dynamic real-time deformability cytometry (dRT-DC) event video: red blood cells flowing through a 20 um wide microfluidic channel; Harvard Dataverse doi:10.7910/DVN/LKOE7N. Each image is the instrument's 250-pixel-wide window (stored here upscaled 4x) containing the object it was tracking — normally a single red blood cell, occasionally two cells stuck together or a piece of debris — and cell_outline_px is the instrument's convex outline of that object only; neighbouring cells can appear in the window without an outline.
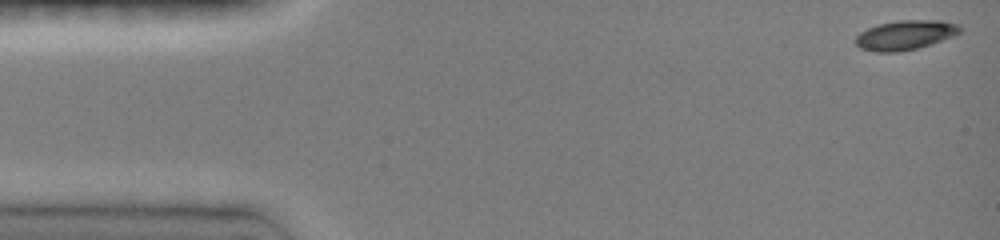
{"species": "common noctule bat (a hibernating species)", "species_latin": "Nyctalus noctula", "temperature_condition": "room temperature", "stored_images_in_passage": 43, "camera_frame_rate_fps": 3000, "um_per_image_px": 0.085, "animal": {"sex": "female", "body_mass_g": 19.0, "forearm_length_mm": 51.5}, "frame": {"image": 1, "passage_image": 1, "time_ms": 0.0, "image_size_px": [1000, 240], "cell_outline_px": [[964, 28], [960, 32], [952, 36], [916, 48], [900, 52], [876, 52], [860, 48], [856, 44], [856, 36], [860, 32], [868, 28], [880, 24], [900, 20], [940, 20], [956, 24]], "centroid_in_image_um": [76.93, 2.97], "position_along_channel_um": 8.1, "area_um2": 17.69}}
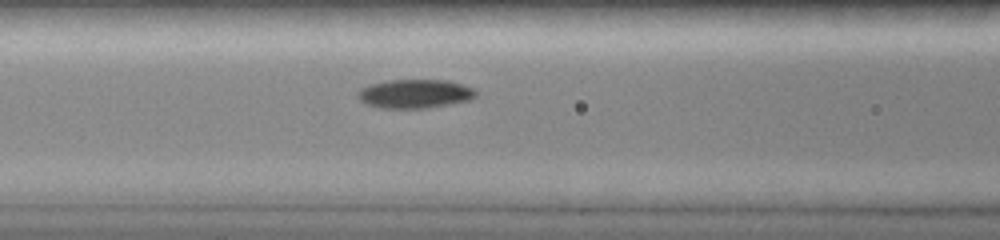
{"frame": {"image": 2, "passage_image": 14, "time_ms": 6.0, "image_size_px": [1000, 240], "cell_outline_px": [[476, 96], [472, 100], [452, 104], [428, 108], [380, 108], [368, 104], [360, 100], [356, 96], [356, 92], [360, 88], [372, 84], [388, 80], [448, 80], [472, 88], [476, 92]], "centroid_in_image_um": [35.26, 7.98], "position_along_channel_um": 131.3, "area_um2": 19.94}}
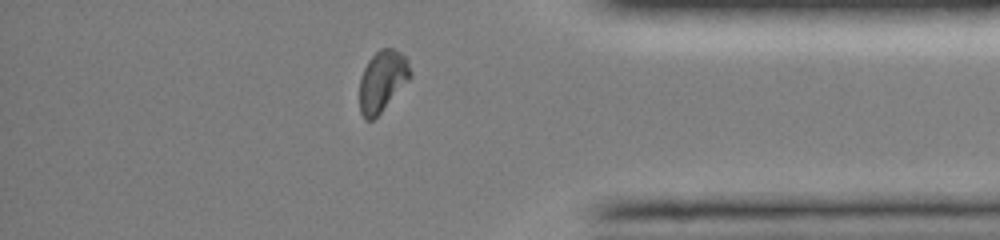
{"frame": {"image": 3, "passage_image": 40, "time_ms": 13.0, "image_size_px": [1000, 240], "cell_outline_px": [[412, 76], [380, 112], [372, 120], [364, 120], [360, 112], [360, 76], [368, 60], [380, 48], [392, 48], [400, 52], [408, 60], [412, 72]], "centroid_in_image_um": [32.49, 6.86], "position_along_channel_um": 402.7, "area_um2": 17.92}, "authors_computed_cell_mechanics": {"area_um2": 19.0162, "velocity_mm_per_s": 4.0186, "shape_relaxation_time_tau1_ms": 2.8537, "shape_relaxation_time_tau2_ms": null, "deformation_change_tau1": 0.138, "deformation_change_tau2": null}}